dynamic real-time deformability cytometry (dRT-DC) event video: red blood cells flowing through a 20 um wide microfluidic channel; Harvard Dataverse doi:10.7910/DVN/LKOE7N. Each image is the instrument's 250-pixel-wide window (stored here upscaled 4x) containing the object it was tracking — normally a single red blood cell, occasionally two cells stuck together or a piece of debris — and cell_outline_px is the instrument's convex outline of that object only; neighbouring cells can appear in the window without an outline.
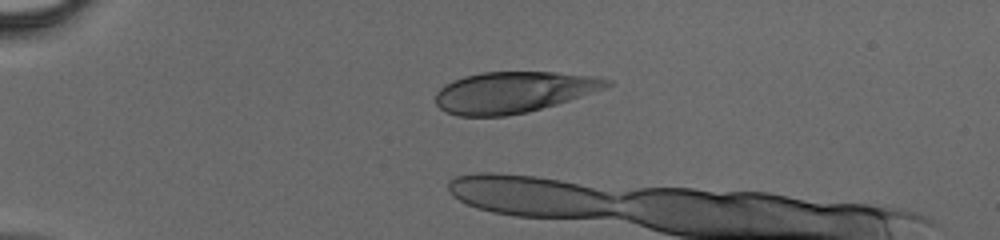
{"species": "human", "species_latin": "Homo sapiens", "temperature_condition": "cold", "stored_images_in_passage": 14, "camera_frame_rate_fps": 3000, "um_per_image_px": 0.085, "donor": {"sex": "male"}, "frame": {"image": 1, "passage_image": 1, "time_ms": 0.0, "image_size_px": [1000, 240], "cell_outline_px": [[612, 84], [604, 88], [556, 104], [508, 116], [456, 116], [440, 108], [436, 104], [436, 92], [444, 84], [452, 80], [464, 76], [484, 72], [556, 72], [612, 80]], "centroid_in_image_um": [43.56, 7.84], "position_along_channel_um": 41.4, "area_um2": 40.52}}